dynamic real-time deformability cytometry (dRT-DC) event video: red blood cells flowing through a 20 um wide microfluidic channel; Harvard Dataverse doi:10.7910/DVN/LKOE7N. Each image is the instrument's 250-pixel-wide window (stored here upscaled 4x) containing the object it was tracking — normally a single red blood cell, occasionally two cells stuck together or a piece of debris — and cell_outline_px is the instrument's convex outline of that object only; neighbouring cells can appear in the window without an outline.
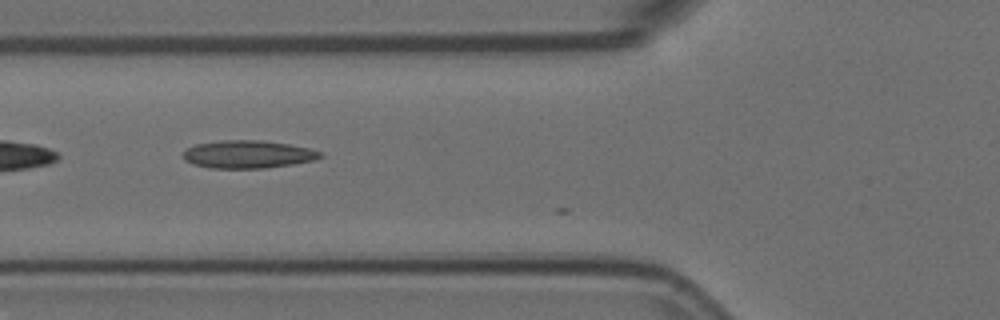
{"species": "Egyptian fruit bat (a non-hibernating species)", "species_latin": "Rousettus aegyptiacus", "temperature_condition": "room temperature", "stored_images_in_passage": 4, "camera_frame_rate_fps": 3000, "um_per_image_px": 0.085, "animal": {"sex": "female"}, "frame": {"image": 1, "passage_image": 2, "time_ms": 0.333, "image_size_px": [1000, 320], "cell_outline_px": [[324, 156], [316, 160], [292, 164], [264, 168], [208, 168], [184, 160], [184, 152], [188, 148], [196, 144], [220, 140], [260, 140], [288, 144], [312, 148], [320, 152]], "centroid_in_image_um": [21.11, 13.11], "position_along_channel_um": 104.7, "area_um2": 22.2}}